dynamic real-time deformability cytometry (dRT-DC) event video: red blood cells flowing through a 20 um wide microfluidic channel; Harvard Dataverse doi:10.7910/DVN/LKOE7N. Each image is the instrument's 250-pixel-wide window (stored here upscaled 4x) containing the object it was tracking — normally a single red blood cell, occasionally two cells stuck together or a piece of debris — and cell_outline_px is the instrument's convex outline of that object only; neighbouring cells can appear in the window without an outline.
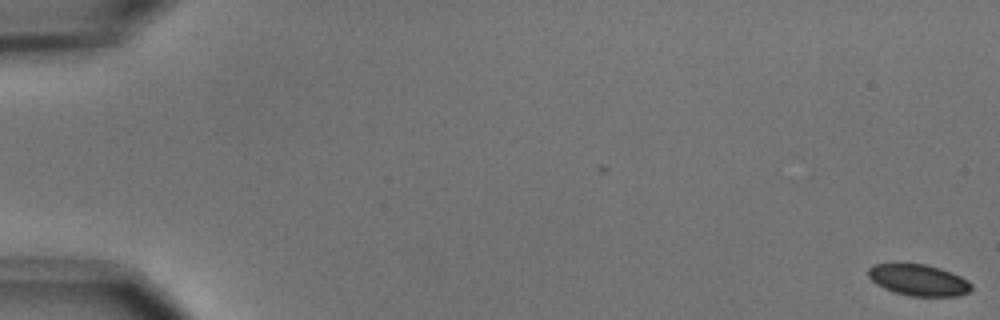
{"species": "common noctule bat (a hibernating species)", "species_latin": "Nyctalus noctula", "temperature_condition": "cold", "stored_images_in_passage": 7, "camera_frame_rate_fps": 3000, "um_per_image_px": 0.085, "animal": {"sex": "male", "body_mass_g": 15.6}, "frame": {"image": 1, "passage_image": 1, "time_ms": 0.0, "image_size_px": [1000, 320], "cell_outline_px": [[972, 288], [968, 292], [956, 296], [908, 296], [884, 288], [876, 284], [868, 276], [868, 268], [876, 264], [924, 264], [940, 268], [952, 272], [968, 280], [972, 284]], "centroid_in_image_um": [78.09, 23.81], "position_along_channel_um": 6.9, "area_um2": 18.73}}
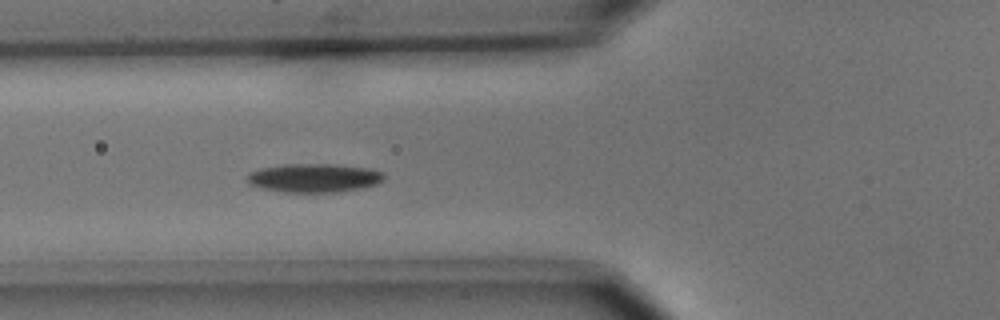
{"frame": {"image": 2, "passage_image": 7, "time_ms": 7.0, "image_size_px": [1000, 320], "cell_outline_px": [[384, 176], [376, 184], [364, 188], [340, 192], [284, 192], [264, 188], [248, 184], [248, 172], [260, 168], [284, 164], [332, 164], [372, 168], [384, 172]], "centroid_in_image_um": [26.71, 15.12], "position_along_channel_um": 99.1, "area_um2": 23.0}}